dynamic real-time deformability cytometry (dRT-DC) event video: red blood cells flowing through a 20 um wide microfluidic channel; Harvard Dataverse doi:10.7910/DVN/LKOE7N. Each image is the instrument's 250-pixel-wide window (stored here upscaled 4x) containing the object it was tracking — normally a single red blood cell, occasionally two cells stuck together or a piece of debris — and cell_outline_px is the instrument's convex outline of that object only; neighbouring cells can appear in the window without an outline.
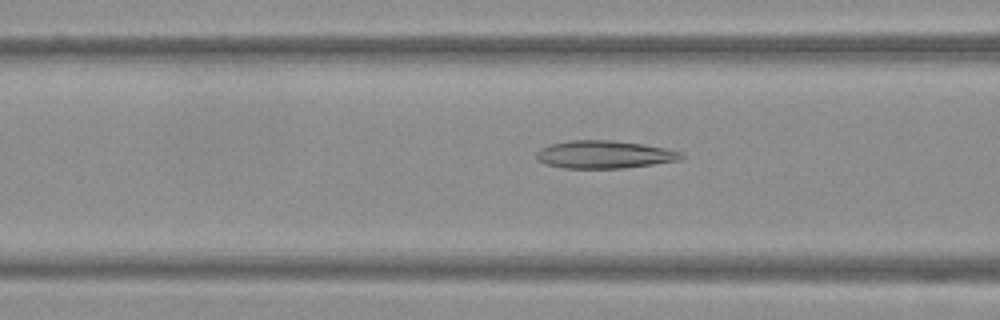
{"species": "Egyptian fruit bat (a non-hibernating species)", "species_latin": "Rousettus aegyptiacus", "temperature_condition": "warm", "stored_images_in_passage": 37, "camera_frame_rate_fps": 3000, "um_per_image_px": 0.085, "frame": {"image": 1, "passage_image": 7, "time_ms": 2.0, "image_size_px": [1000, 320], "cell_outline_px": [[684, 156], [680, 160], [624, 168], [564, 168], [544, 164], [536, 160], [536, 152], [540, 148], [552, 144], [568, 140], [612, 140], [644, 144], [668, 148], [680, 152]], "centroid_in_image_um": [51.34, 13.13], "position_along_channel_um": 115.3, "area_um2": 23.58}}
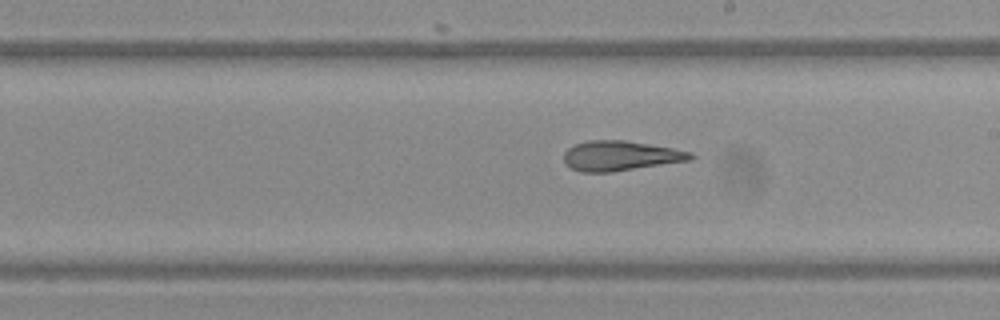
{"frame": {"image": 2, "passage_image": 16, "time_ms": 5.0, "image_size_px": [1000, 320], "cell_outline_px": [[696, 156], [692, 160], [612, 172], [580, 172], [568, 168], [564, 164], [564, 152], [568, 148], [576, 144], [588, 140], [624, 140], [672, 148], [692, 152]], "centroid_in_image_um": [52.72, 13.25], "position_along_channel_um": 236.3, "area_um2": 22.25}}
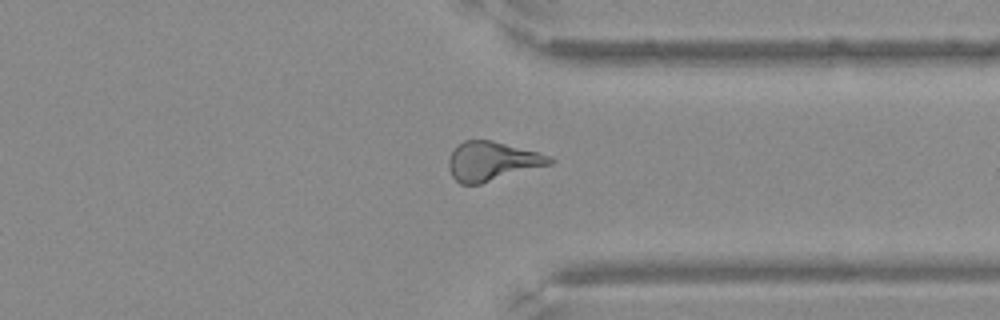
{"frame": {"image": 3, "passage_image": 26, "time_ms": 8.333, "image_size_px": [1000, 320], "cell_outline_px": [[556, 160], [552, 164], [480, 184], [460, 184], [452, 176], [448, 168], [448, 160], [456, 144], [464, 140], [492, 140], [540, 152]], "centroid_in_image_um": [41.82, 13.69], "position_along_channel_um": 369.6, "area_um2": 23.18}}